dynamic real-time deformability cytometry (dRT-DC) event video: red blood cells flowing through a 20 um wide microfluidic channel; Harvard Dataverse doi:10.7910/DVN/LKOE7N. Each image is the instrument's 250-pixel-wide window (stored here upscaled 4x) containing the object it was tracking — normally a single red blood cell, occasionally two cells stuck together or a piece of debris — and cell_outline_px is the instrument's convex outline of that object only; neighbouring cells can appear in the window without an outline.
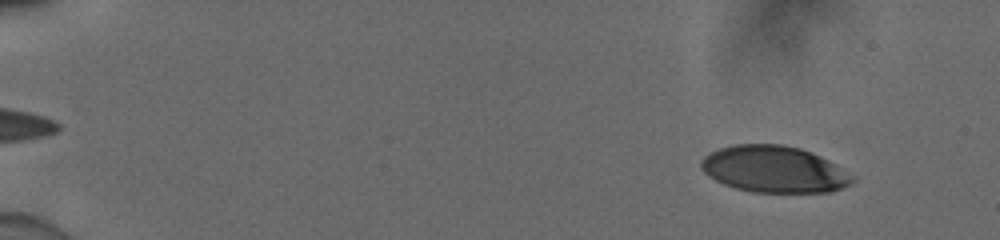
{"species": "human", "species_latin": "Homo sapiens", "temperature_condition": "cold", "stored_images_in_passage": 55, "camera_frame_rate_fps": 3000, "um_per_image_px": 0.085, "donor": {"sex": "male"}, "frame": {"image": 1, "passage_image": 6, "time_ms": 1.667, "image_size_px": [1000, 240], "cell_outline_px": [[856, 180], [852, 184], [828, 192], [752, 192], [736, 188], [724, 184], [708, 176], [700, 168], [700, 164], [704, 156], [720, 148], [736, 144], [784, 144], [800, 148], [820, 156], [828, 160], [856, 176]], "centroid_in_image_um": [65.82, 14.39], "position_along_channel_um": 19.2, "area_um2": 41.15}}
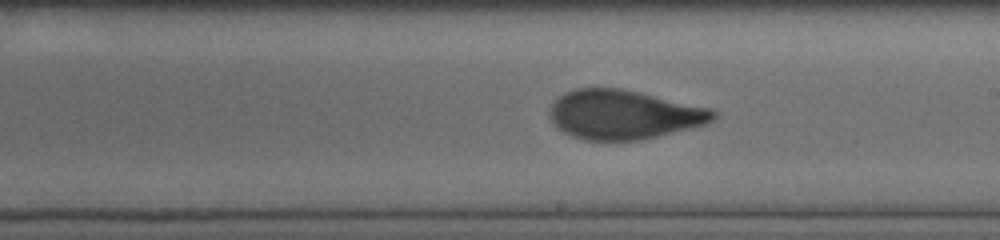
{"frame": {"image": 2, "passage_image": 34, "time_ms": 11.0, "image_size_px": [1000, 240], "cell_outline_px": [[716, 116], [708, 124], [640, 140], [584, 140], [572, 136], [556, 128], [552, 124], [548, 116], [548, 112], [552, 104], [564, 92], [576, 88], [620, 88], [712, 108], [716, 112]], "centroid_in_image_um": [52.99, 9.74], "position_along_channel_um": 236.0, "area_um2": 47.05}}
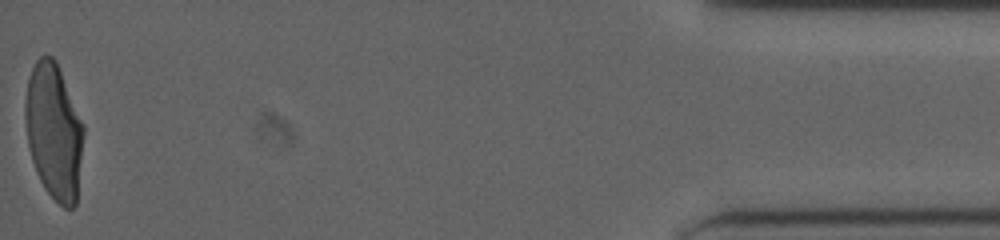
{"frame": {"image": 3, "passage_image": 55, "time_ms": 18.0, "image_size_px": [1000, 240], "cell_outline_px": [[84, 136], [76, 204], [72, 208], [64, 208], [44, 188], [36, 172], [32, 160], [28, 144], [24, 116], [24, 104], [28, 80], [32, 68], [36, 60], [40, 56], [52, 56], [56, 60], [84, 124]], "centroid_in_image_um": [4.58, 11.15], "position_along_channel_um": 430.6, "area_um2": 46.3}, "authors_computed_cell_mechanics": {"area_um2": 46.3556, "velocity_mm_per_s": 3.9155, "shape_relaxation_time_tau1_ms": 4.3797, "shape_relaxation_time_tau2_ms": 0.762, "deformation_change_tau1": 0.1997, "deformation_change_tau2": 0.0633}}